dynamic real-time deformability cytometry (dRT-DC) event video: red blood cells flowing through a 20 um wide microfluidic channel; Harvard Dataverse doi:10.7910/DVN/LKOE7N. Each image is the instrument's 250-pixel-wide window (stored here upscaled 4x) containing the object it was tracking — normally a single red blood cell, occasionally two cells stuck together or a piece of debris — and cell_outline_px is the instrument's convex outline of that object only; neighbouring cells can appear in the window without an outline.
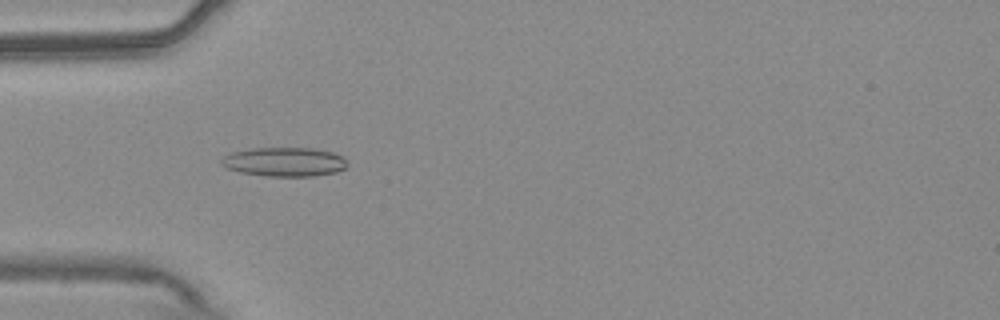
{"species": "common noctule bat (a hibernating species)", "species_latin": "Nyctalus noctula", "temperature_condition": "warm", "stored_images_in_passage": 42, "camera_frame_rate_fps": 3000, "um_per_image_px": 0.085, "animal": {"sex": "male", "body_mass_g": 20.4}, "frame": {"image": 1, "passage_image": 5, "time_ms": 1.333, "image_size_px": [1000, 320], "cell_outline_px": [[348, 164], [344, 168], [336, 172], [312, 176], [268, 176], [240, 172], [228, 168], [220, 164], [220, 160], [224, 156], [232, 152], [252, 148], [312, 148], [332, 152], [340, 156]], "centroid_in_image_um": [24.14, 13.75], "position_along_channel_um": 60.9, "area_um2": 21.15}}
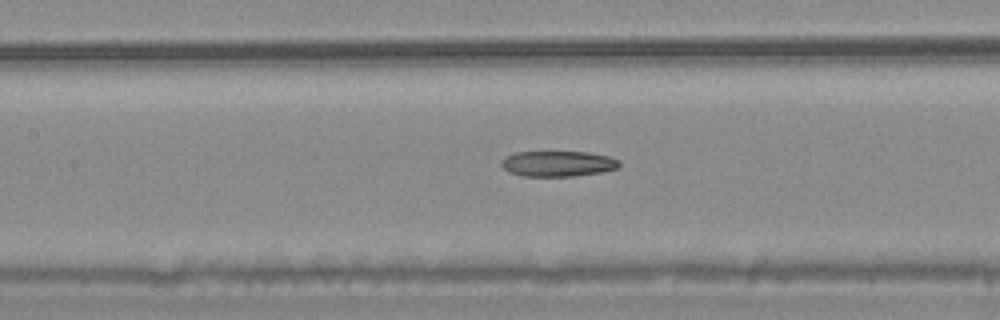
{"frame": {"image": 2, "passage_image": 13, "time_ms": 4.0, "image_size_px": [1000, 320], "cell_outline_px": [[620, 164], [616, 168], [600, 172], [572, 176], [520, 176], [508, 172], [500, 164], [500, 160], [504, 156], [516, 152], [588, 152], [608, 156], [620, 160]], "centroid_in_image_um": [47.36, 13.91], "position_along_channel_um": 160.0, "area_um2": 17.63}}
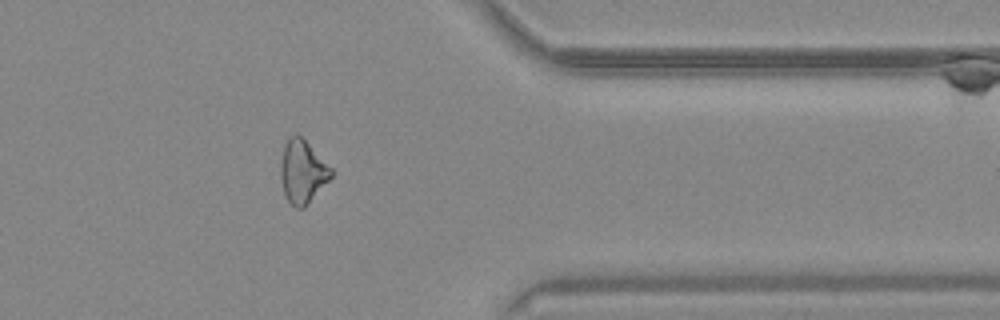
{"frame": {"image": 3, "passage_image": 32, "time_ms": 10.333, "image_size_px": [1000, 320], "cell_outline_px": [[332, 176], [304, 208], [296, 208], [284, 196], [280, 176], [280, 160], [284, 144], [288, 136], [296, 132], [332, 168]], "centroid_in_image_um": [25.67, 14.57], "position_along_channel_um": 385.7, "area_um2": 18.55}, "authors_computed_cell_mechanics": {"area_um2": 18.496, "velocity_mm_per_s": 3.7705, "shape_relaxation_time_tau1_ms": 11.3858, "shape_relaxation_time_tau2_ms": 10.3902, "deformation_change_tau1": 0.2112, "deformation_change_tau2": 0.2526}}